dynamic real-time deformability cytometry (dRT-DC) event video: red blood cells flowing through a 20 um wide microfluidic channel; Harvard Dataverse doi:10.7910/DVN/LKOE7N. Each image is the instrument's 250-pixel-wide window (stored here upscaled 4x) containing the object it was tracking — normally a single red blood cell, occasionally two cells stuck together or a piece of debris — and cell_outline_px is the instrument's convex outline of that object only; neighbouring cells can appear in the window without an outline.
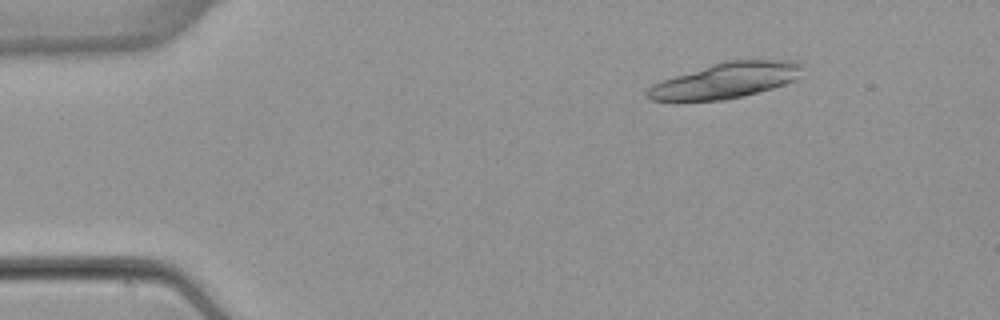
{"species": "common noctule bat (a hibernating species)", "species_latin": "Nyctalus noctula", "temperature_condition": "warm", "stored_images_in_passage": 4, "camera_frame_rate_fps": 3000, "um_per_image_px": 0.085, "animal": {"sex": "female", "body_mass_g": 22.7, "forearm_length_mm": 54.2}, "frame": {"image": 1, "passage_image": 2, "time_ms": 1.333, "image_size_px": [1000, 320], "cell_outline_px": [[800, 76], [796, 80], [772, 88], [744, 96], [724, 100], [680, 104], [676, 104], [652, 100], [644, 96], [644, 92], [652, 84], [712, 64], [728, 60], [788, 60], [800, 64]], "centroid_in_image_um": [61.56, 6.91], "position_along_channel_um": 23.4, "area_um2": 32.66}}